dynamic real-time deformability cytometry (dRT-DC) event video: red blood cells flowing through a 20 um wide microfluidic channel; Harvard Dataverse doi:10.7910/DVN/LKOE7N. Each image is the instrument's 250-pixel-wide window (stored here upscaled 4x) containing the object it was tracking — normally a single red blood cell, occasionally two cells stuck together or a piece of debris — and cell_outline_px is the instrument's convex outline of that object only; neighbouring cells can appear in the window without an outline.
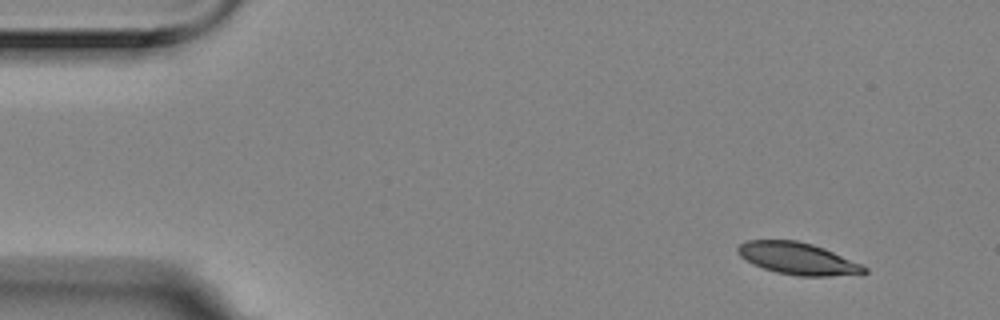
{"species": "Egyptian fruit bat (a non-hibernating species)", "species_latin": "Rousettus aegyptiacus", "temperature_condition": "room temperature", "stored_images_in_passage": 4, "camera_frame_rate_fps": 3000, "um_per_image_px": 0.085, "animal": {"sex": "female"}, "frame": {"image": 1, "passage_image": 1, "time_ms": 0.0, "image_size_px": [1000, 320], "cell_outline_px": [[868, 272], [864, 276], [796, 276], [776, 272], [752, 264], [740, 256], [736, 252], [736, 248], [740, 244], [748, 240], [796, 240], [812, 244], [824, 248], [860, 264], [868, 268]], "centroid_in_image_um": [67.86, 22.0], "position_along_channel_um": 17.1, "area_um2": 23.87}}
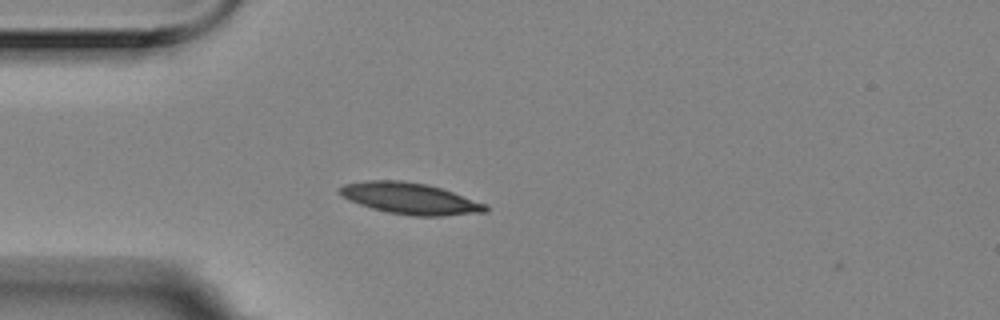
{"frame": {"image": 2, "passage_image": 4, "time_ms": 1.0, "image_size_px": [1000, 320], "cell_outline_px": [[488, 212], [444, 216], [412, 216], [388, 212], [372, 208], [348, 200], [340, 192], [340, 188], [344, 184], [364, 180], [400, 180], [428, 184], [488, 204]], "centroid_in_image_um": [34.9, 16.87], "position_along_channel_um": 50.1, "area_um2": 26.65}}